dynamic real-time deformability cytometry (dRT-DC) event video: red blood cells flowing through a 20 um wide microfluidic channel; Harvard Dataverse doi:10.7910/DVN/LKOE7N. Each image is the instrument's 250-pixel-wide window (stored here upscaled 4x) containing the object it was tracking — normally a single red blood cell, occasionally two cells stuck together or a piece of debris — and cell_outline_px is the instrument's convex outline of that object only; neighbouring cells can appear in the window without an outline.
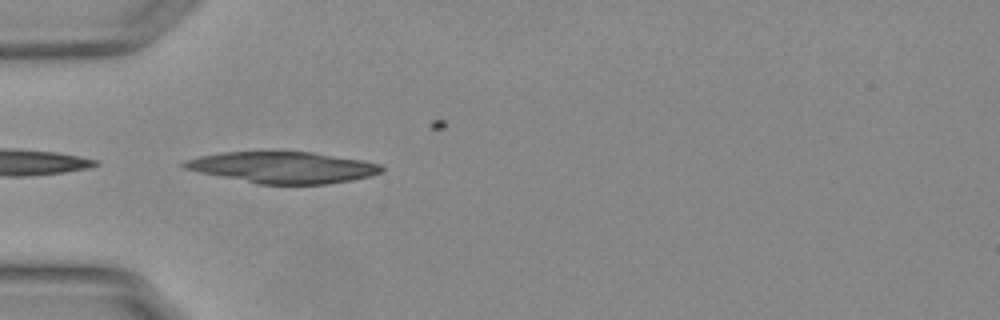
{"species": "Egyptian fruit bat (a non-hibernating species)", "species_latin": "Rousettus aegyptiacus", "temperature_condition": "warm", "stored_images_in_passage": 5, "camera_frame_rate_fps": 3000, "um_per_image_px": 0.085, "animal": {"sex": "female"}, "frame": {"image": 1, "passage_image": 1, "time_ms": 0.0, "image_size_px": [1000, 320], "cell_outline_px": [[384, 172], [372, 176], [352, 180], [324, 184], [256, 184], [200, 172], [184, 168], [180, 164], [184, 160], [200, 156], [224, 152], [312, 152], [360, 160], [380, 164], [384, 168]], "centroid_in_image_um": [24.06, 14.24], "position_along_channel_um": 60.9, "area_um2": 35.89}}